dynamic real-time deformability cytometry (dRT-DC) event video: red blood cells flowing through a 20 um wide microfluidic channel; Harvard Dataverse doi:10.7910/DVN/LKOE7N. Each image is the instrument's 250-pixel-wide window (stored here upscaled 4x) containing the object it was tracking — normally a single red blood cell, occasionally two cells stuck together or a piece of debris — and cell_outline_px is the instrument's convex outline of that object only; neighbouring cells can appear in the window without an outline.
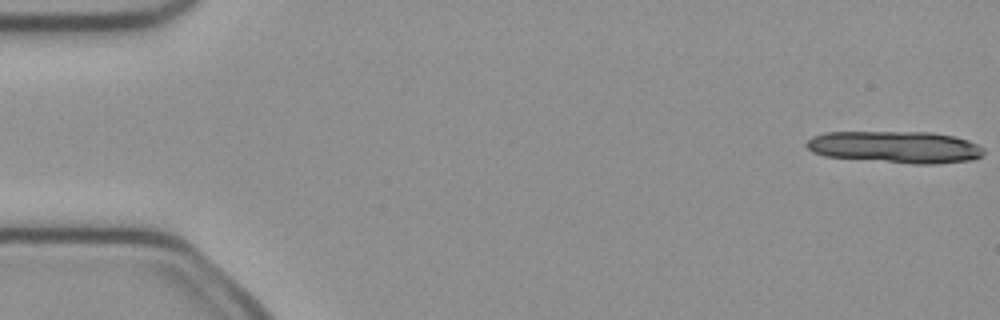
{"species": "common noctule bat (a hibernating species)", "species_latin": "Nyctalus noctula", "temperature_condition": "cold", "stored_images_in_passage": 13, "camera_frame_rate_fps": 3000, "um_per_image_px": 0.085, "animal": {"sex": "female", "body_mass_g": 21.9}, "frame": {"image": 1, "passage_image": 1, "time_ms": 0.0, "image_size_px": [1000, 320], "cell_outline_px": [[984, 152], [980, 156], [972, 160], [936, 164], [912, 164], [824, 156], [812, 152], [804, 144], [812, 136], [824, 132], [932, 132], [952, 136], [968, 140], [984, 148]], "centroid_in_image_um": [76.09, 12.5], "position_along_channel_um": 8.9, "area_um2": 33.12}}